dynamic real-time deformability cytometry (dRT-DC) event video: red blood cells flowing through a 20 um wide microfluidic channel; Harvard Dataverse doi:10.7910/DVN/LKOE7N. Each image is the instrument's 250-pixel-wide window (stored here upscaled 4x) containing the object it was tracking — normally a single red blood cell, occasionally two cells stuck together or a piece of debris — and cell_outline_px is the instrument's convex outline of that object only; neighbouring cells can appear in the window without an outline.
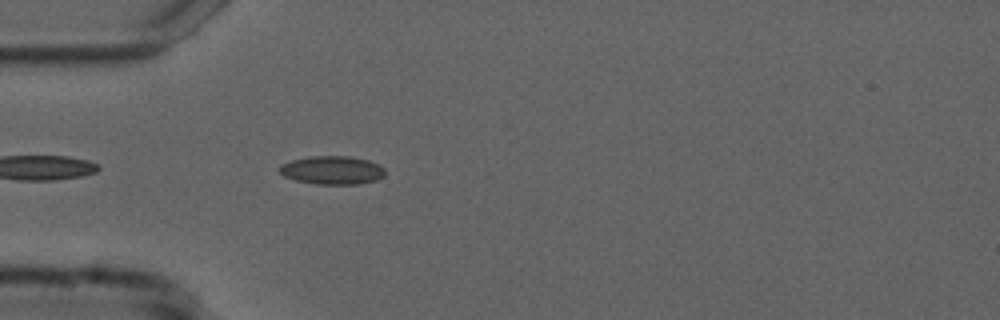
{"species": "common noctule bat (a hibernating species)", "species_latin": "Nyctalus noctula", "temperature_condition": "cold", "stored_images_in_passage": 37, "camera_frame_rate_fps": 3000, "um_per_image_px": 0.085, "animal": {"sex": "male", "forearm_length_mm": 52.5}, "frame": {"image": 1, "passage_image": 3, "time_ms": 0.667, "image_size_px": [1000, 320], "cell_outline_px": [[384, 176], [376, 180], [360, 184], [316, 184], [296, 180], [284, 176], [280, 172], [280, 164], [292, 160], [308, 156], [348, 156], [368, 160], [380, 164], [384, 168]], "centroid_in_image_um": [28.25, 14.46], "position_along_channel_um": 56.7, "area_um2": 17.51}}
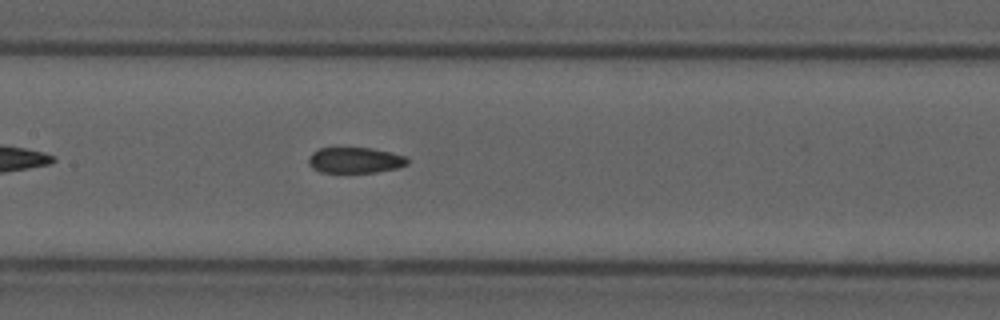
{"frame": {"image": 2, "passage_image": 13, "time_ms": 4.0, "image_size_px": [1000, 320], "cell_outline_px": [[408, 164], [396, 168], [376, 172], [320, 172], [312, 168], [308, 164], [308, 160], [312, 152], [320, 148], [372, 148], [392, 152], [404, 156], [408, 160]], "centroid_in_image_um": [30.17, 13.61], "position_along_channel_um": 177.2, "area_um2": 14.8}}
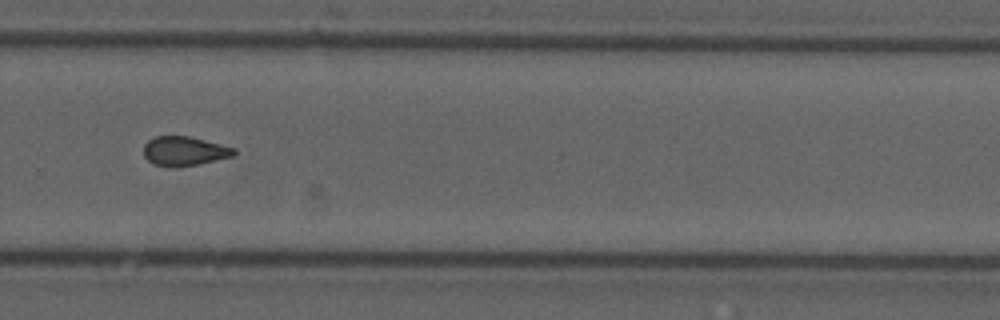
{"frame": {"image": 3, "passage_image": 24, "time_ms": 7.667, "image_size_px": [1000, 320], "cell_outline_px": [[236, 152], [232, 156], [196, 164], [176, 168], [156, 164], [148, 160], [144, 156], [144, 144], [148, 140], [156, 136], [188, 136], [236, 148]], "centroid_in_image_um": [15.65, 12.84], "position_along_channel_um": 314.2, "area_um2": 15.2}, "authors_computed_cell_mechanics": {"area_um2": 15.606, "velocity_mm_per_s": 3.7534, "shape_relaxation_time_tau1_ms": null, "shape_relaxation_time_tau2_ms": 2.1199, "deformation_change_tau1": null, "deformation_change_tau2": 0.0868}}